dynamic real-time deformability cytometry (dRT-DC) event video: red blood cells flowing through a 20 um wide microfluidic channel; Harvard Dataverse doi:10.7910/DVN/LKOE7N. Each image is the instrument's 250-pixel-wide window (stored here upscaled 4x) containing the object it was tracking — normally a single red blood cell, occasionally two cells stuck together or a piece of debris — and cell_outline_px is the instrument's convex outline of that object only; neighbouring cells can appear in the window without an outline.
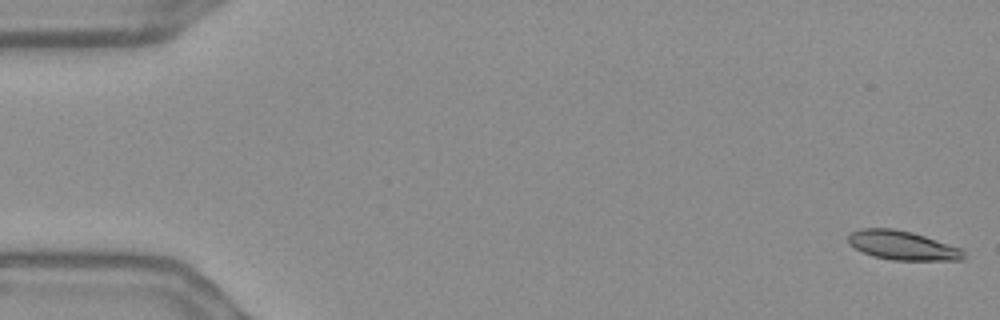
{"species": "Egyptian fruit bat (a non-hibernating species)", "species_latin": "Rousettus aegyptiacus", "temperature_condition": "warm", "stored_images_in_passage": 56, "camera_frame_rate_fps": 3000, "um_per_image_px": 0.085, "frame": {"image": 1, "passage_image": 1, "time_ms": 0.0, "image_size_px": [1000, 320], "cell_outline_px": [[964, 260], [892, 260], [872, 256], [848, 244], [848, 236], [852, 232], [860, 228], [892, 228], [912, 232], [964, 248]], "centroid_in_image_um": [76.74, 20.86], "position_along_channel_um": 8.3, "area_um2": 19.71}}
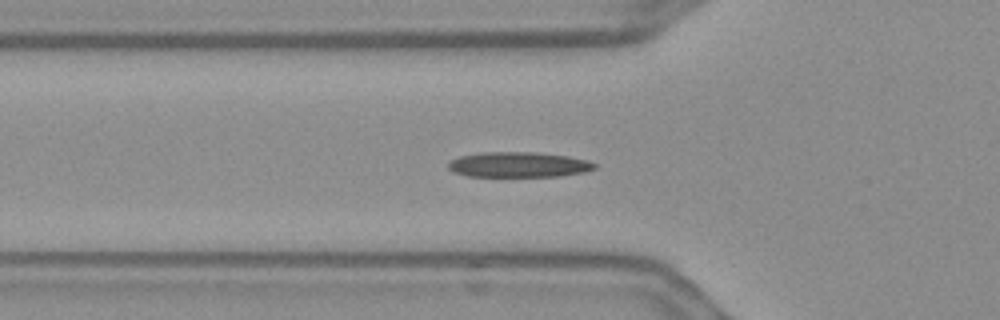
{"frame": {"image": 2, "passage_image": 19, "time_ms": 6.0, "image_size_px": [1000, 320], "cell_outline_px": [[596, 168], [584, 172], [560, 176], [468, 176], [452, 172], [448, 168], [448, 164], [452, 160], [460, 156], [480, 152], [536, 152], [568, 156], [588, 160], [596, 164]], "centroid_in_image_um": [44.08, 13.99], "position_along_channel_um": 81.7, "area_um2": 21.56}}
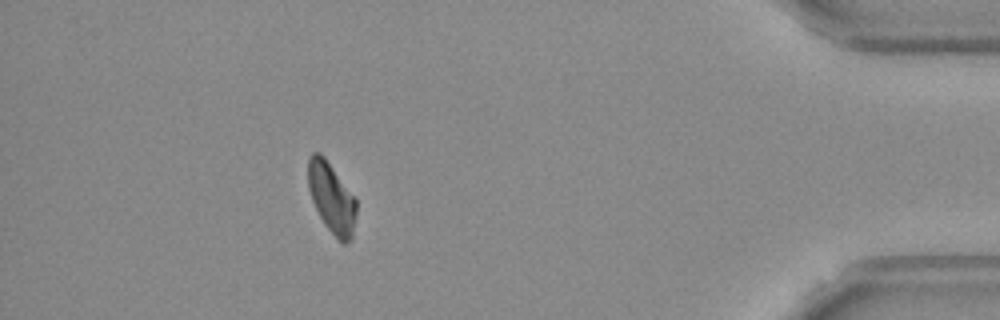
{"frame": {"image": 3, "passage_image": 50, "time_ms": 16.333, "image_size_px": [1000, 320], "cell_outline_px": [[356, 212], [352, 240], [344, 244], [324, 224], [312, 200], [308, 188], [308, 156], [312, 152], [320, 152], [324, 156], [356, 196]], "centroid_in_image_um": [28.19, 16.77], "position_along_channel_um": 407.0, "area_um2": 19.94}, "authors_computed_cell_mechanics": {"area_um2": 20.519, "velocity_mm_per_s": 3.6479, "shape_relaxation_time_tau1_ms": 6.3728, "shape_relaxation_time_tau2_ms": 2.3722, "deformation_change_tau1": 0.1611, "deformation_change_tau2": 0.0603}}